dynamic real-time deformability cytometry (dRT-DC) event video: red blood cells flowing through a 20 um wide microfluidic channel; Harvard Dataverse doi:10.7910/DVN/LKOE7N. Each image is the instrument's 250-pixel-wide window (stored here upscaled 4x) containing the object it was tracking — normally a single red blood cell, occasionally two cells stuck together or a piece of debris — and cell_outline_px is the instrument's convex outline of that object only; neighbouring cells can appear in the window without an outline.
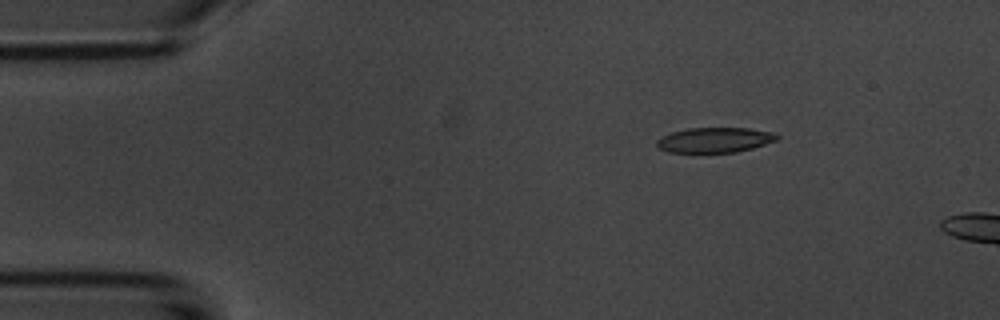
{"species": "common noctule bat (a hibernating species)", "species_latin": "Nyctalus noctula", "temperature_condition": "room temperature", "stored_images_in_passage": 5, "camera_frame_rate_fps": 3000, "um_per_image_px": 0.085, "animal": {"sex": "male", "body_mass_g": 20.1, "forearm_length_mm": 53.5}, "frame": {"image": 1, "passage_image": 1, "time_ms": 0.0, "image_size_px": [1000, 320], "cell_outline_px": [[780, 136], [776, 140], [752, 148], [736, 152], [668, 152], [660, 148], [656, 144], [656, 140], [660, 136], [672, 132], [688, 128], [748, 128], [772, 132]], "centroid_in_image_um": [60.72, 11.89], "position_along_channel_um": 24.3, "area_um2": 17.46}}